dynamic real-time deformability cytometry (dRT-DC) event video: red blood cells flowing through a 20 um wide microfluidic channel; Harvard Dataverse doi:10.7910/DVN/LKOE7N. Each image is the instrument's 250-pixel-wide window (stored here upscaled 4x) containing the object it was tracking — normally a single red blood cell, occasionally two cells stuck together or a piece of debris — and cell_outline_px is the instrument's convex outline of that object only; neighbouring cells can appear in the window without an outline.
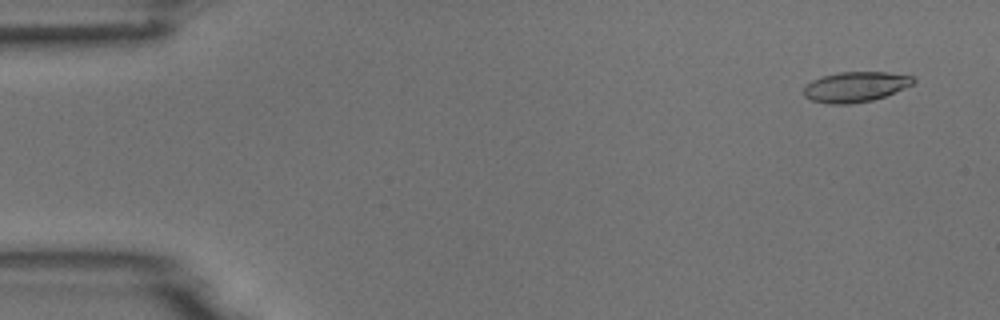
{"species": "common noctule bat (a hibernating species)", "species_latin": "Nyctalus noctula", "temperature_condition": "room temperature", "stored_images_in_passage": 53, "camera_frame_rate_fps": 3000, "um_per_image_px": 0.085, "animal": {"sex": "male", "body_mass_g": 18.8}, "frame": {"image": 1, "passage_image": 3, "time_ms": 0.667, "image_size_px": [1000, 320], "cell_outline_px": [[916, 80], [912, 84], [904, 88], [884, 96], [872, 100], [848, 104], [832, 104], [812, 100], [804, 96], [804, 88], [812, 80], [824, 76], [840, 72], [888, 72], [912, 76]], "centroid_in_image_um": [72.72, 7.37], "position_along_channel_um": 12.3, "area_um2": 19.02}}
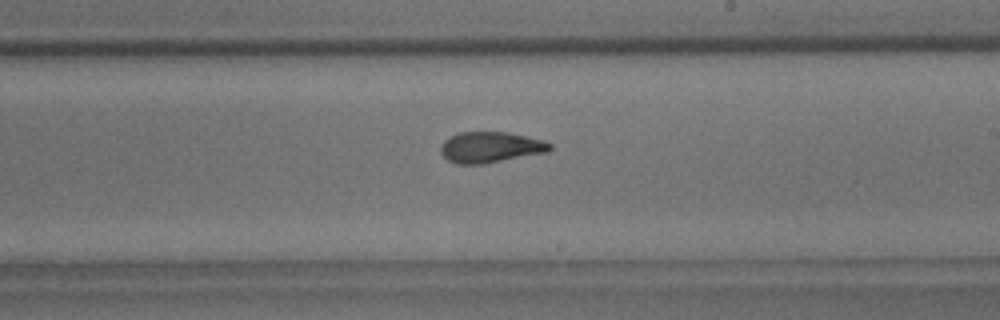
{"frame": {"image": 2, "passage_image": 31, "time_ms": 10.0, "image_size_px": [1000, 320], "cell_outline_px": [[552, 148], [548, 152], [484, 164], [456, 164], [448, 160], [440, 152], [440, 148], [444, 140], [460, 132], [508, 132], [544, 140], [552, 144]], "centroid_in_image_um": [41.71, 12.52], "position_along_channel_um": 247.3, "area_um2": 19.71}}
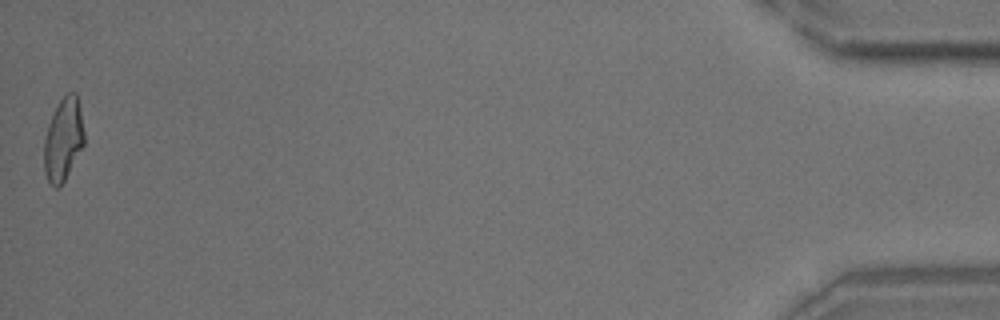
{"frame": {"image": 3, "passage_image": 53, "time_ms": 17.333, "image_size_px": [1000, 320], "cell_outline_px": [[84, 144], [60, 188], [56, 188], [48, 180], [44, 172], [44, 140], [48, 124], [60, 100], [68, 92], [76, 92], [80, 108], [84, 132]], "centroid_in_image_um": [5.38, 11.86], "position_along_channel_um": 429.8, "area_um2": 19.19}, "authors_computed_cell_mechanics": {"area_um2": 19.7098, "velocity_mm_per_s": 3.7767, "shape_relaxation_time_tau1_ms": 7.3663, "shape_relaxation_time_tau2_ms": 1.6121, "deformation_change_tau1": 0.1982, "deformation_change_tau2": 0.0869}}